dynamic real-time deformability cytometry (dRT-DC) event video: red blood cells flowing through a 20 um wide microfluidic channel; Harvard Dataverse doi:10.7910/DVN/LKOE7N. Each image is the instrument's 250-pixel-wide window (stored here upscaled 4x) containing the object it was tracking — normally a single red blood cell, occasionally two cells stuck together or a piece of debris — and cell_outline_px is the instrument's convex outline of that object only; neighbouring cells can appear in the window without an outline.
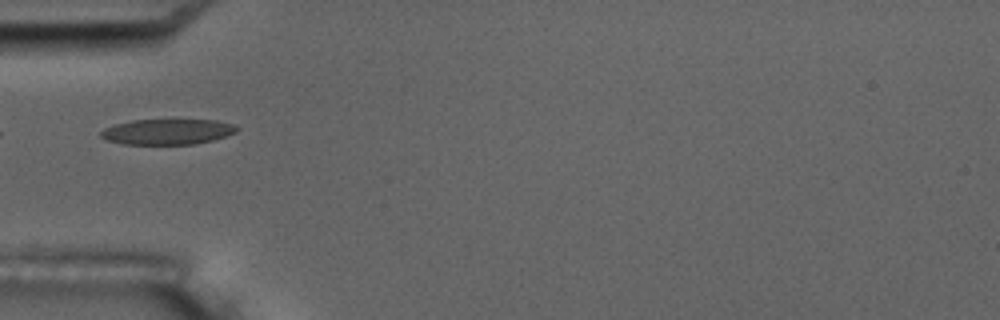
{"species": "common noctule bat (a hibernating species)", "species_latin": "Nyctalus noctula", "temperature_condition": "room temperature", "stored_images_in_passage": 3, "camera_frame_rate_fps": 3000, "um_per_image_px": 0.085, "animal": {"sex": "male", "body_mass_g": 17.5, "forearm_length_mm": 52.3}, "frame": {"image": 1, "passage_image": 1, "time_ms": 0.0, "image_size_px": [1000, 320], "cell_outline_px": [[236, 132], [212, 140], [196, 144], [120, 144], [108, 140], [100, 136], [100, 132], [104, 128], [116, 124], [132, 120], [216, 120], [232, 124], [236, 128]], "centroid_in_image_um": [14.19, 11.2], "position_along_channel_um": 70.8, "area_um2": 20.0}}